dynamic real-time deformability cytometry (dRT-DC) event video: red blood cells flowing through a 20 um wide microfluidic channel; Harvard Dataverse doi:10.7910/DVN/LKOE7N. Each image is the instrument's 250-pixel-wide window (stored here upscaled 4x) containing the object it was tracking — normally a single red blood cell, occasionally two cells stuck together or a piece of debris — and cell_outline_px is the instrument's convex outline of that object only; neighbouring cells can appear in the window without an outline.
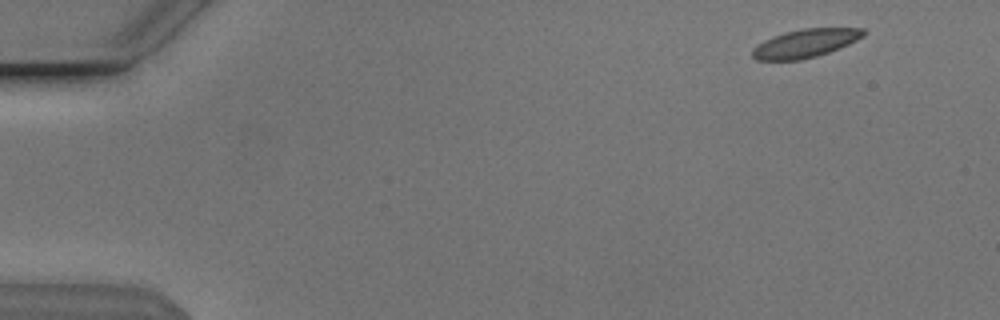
{"species": "Egyptian fruit bat (a non-hibernating species)", "species_latin": "Rousettus aegyptiacus", "temperature_condition": "cold", "stored_images_in_passage": 52, "camera_frame_rate_fps": 3000, "um_per_image_px": 0.085, "animal": {"sex": "male"}, "frame": {"image": 1, "passage_image": 3, "time_ms": 0.667, "image_size_px": [1000, 320], "cell_outline_px": [[868, 32], [864, 36], [840, 48], [816, 56], [800, 60], [756, 60], [752, 56], [752, 48], [756, 44], [772, 36], [784, 32], [804, 28], [864, 28]], "centroid_in_image_um": [68.44, 3.67], "position_along_channel_um": 16.6, "area_um2": 18.5}}
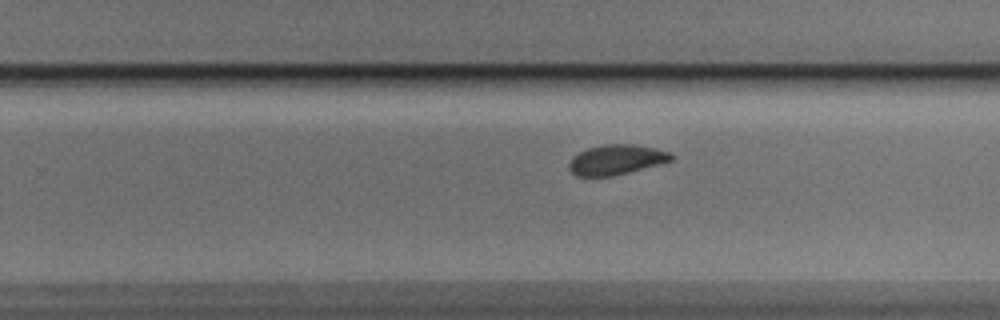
{"frame": {"image": 2, "passage_image": 33, "time_ms": 10.667, "image_size_px": [1000, 320], "cell_outline_px": [[676, 156], [672, 160], [660, 164], [612, 176], [576, 176], [568, 168], [568, 164], [572, 156], [588, 148], [604, 144], [632, 144], [656, 148], [672, 152]], "centroid_in_image_um": [52.41, 13.56], "position_along_channel_um": 277.4, "area_um2": 17.98}}
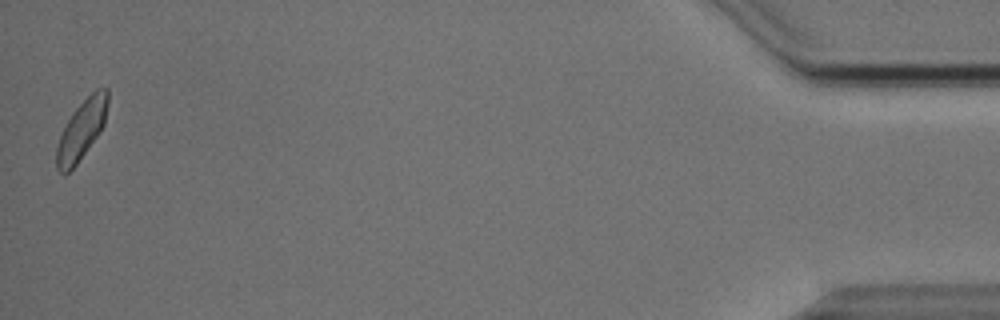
{"frame": {"image": 3, "passage_image": 52, "time_ms": 17.0, "image_size_px": [1000, 320], "cell_outline_px": [[108, 100], [104, 124], [100, 132], [76, 164], [64, 176], [56, 168], [56, 148], [60, 136], [72, 112], [96, 88], [108, 88]], "centroid_in_image_um": [6.93, 11.04], "position_along_channel_um": 428.3, "area_um2": 17.46}, "authors_computed_cell_mechanics": {"area_um2": 18.5249, "velocity_mm_per_s": 3.8027, "shape_relaxation_time_tau1_ms": 2.1165, "shape_relaxation_time_tau2_ms": 1.1369, "deformation_change_tau1": 0.0946, "deformation_change_tau2": 0.0555}}